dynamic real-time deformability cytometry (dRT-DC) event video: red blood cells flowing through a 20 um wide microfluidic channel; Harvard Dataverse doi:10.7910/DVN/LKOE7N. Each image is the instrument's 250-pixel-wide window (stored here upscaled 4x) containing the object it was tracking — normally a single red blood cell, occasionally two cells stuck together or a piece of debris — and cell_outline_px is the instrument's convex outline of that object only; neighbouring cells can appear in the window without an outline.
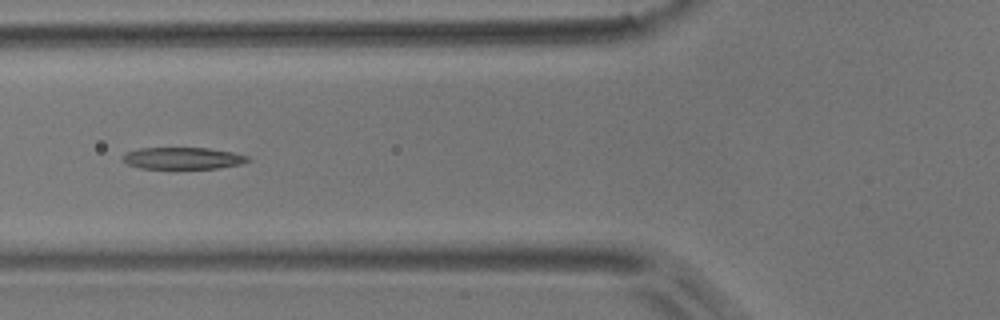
{"species": "common noctule bat (a hibernating species)", "species_latin": "Nyctalus noctula", "temperature_condition": "room temperature", "stored_images_in_passage": 7, "camera_frame_rate_fps": 3000, "um_per_image_px": 0.085, "animal": {"sex": "male", "body_mass_g": 17.9}, "frame": {"image": 1, "passage_image": 5, "time_ms": 5.667, "image_size_px": [1000, 320], "cell_outline_px": [[252, 160], [240, 164], [216, 168], [140, 168], [128, 164], [124, 160], [124, 152], [140, 148], [208, 148], [232, 152], [248, 156]], "centroid_in_image_um": [15.55, 13.44], "position_along_channel_um": 110.2, "area_um2": 15.72}}
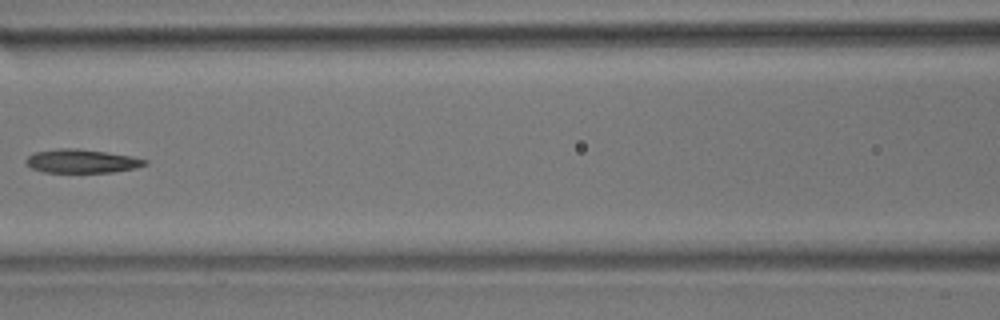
{"frame": {"image": 2, "passage_image": 6, "time_ms": 7.0, "image_size_px": [1000, 320], "cell_outline_px": [[148, 164], [136, 168], [112, 172], [44, 172], [32, 168], [24, 160], [28, 156], [36, 152], [60, 148], [76, 148], [132, 156], [148, 160]], "centroid_in_image_um": [6.97, 13.7], "position_along_channel_um": 159.6, "area_um2": 16.24}}
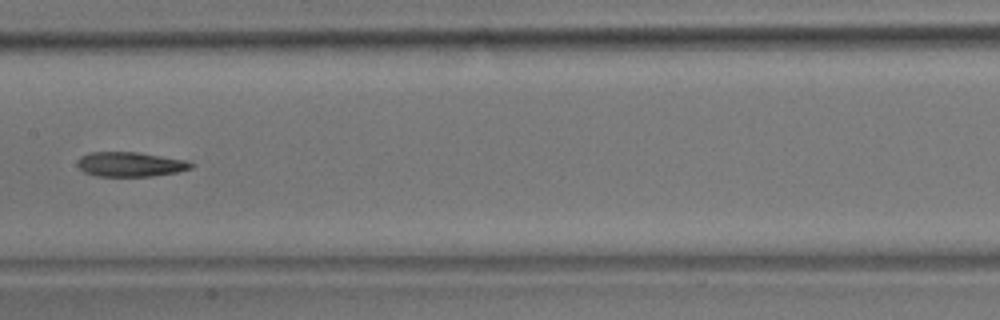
{"frame": {"image": 3, "passage_image": 7, "time_ms": 8.0, "image_size_px": [1000, 320], "cell_outline_px": [[196, 164], [192, 168], [176, 172], [152, 176], [96, 176], [84, 172], [76, 164], [76, 160], [80, 156], [88, 152], [136, 152], [188, 160]], "centroid_in_image_um": [11.07, 13.96], "position_along_channel_um": 196.3, "area_um2": 16.47}}